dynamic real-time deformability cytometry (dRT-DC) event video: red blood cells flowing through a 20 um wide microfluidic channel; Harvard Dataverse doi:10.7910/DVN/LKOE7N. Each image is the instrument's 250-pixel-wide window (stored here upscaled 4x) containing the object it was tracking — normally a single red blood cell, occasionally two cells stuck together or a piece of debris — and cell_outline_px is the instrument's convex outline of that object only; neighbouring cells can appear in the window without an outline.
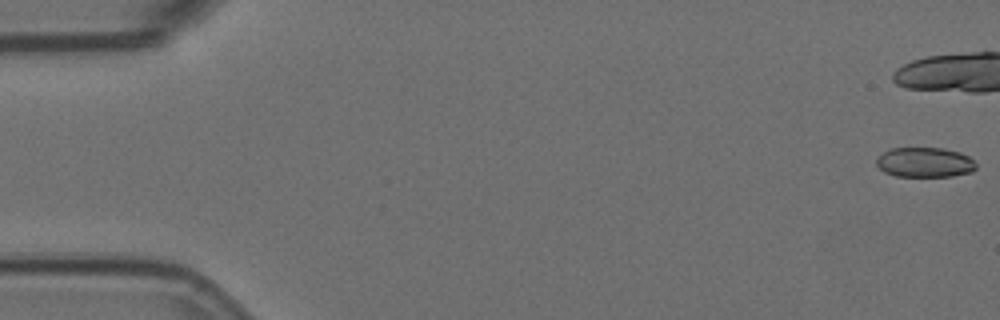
{"species": "Egyptian fruit bat (a non-hibernating species)", "species_latin": "Rousettus aegyptiacus", "temperature_condition": "room temperature", "stored_images_in_passage": 13, "camera_frame_rate_fps": 3000, "um_per_image_px": 0.085, "animal": {"sex": "female"}, "frame": {"image": 1, "passage_image": 1, "time_ms": 0.0, "image_size_px": [1000, 320], "cell_outline_px": [[976, 168], [972, 172], [952, 176], [896, 176], [884, 172], [876, 164], [876, 156], [892, 148], [944, 148], [960, 152], [968, 156], [976, 164]], "centroid_in_image_um": [78.6, 13.8], "position_along_channel_um": 6.4, "area_um2": 17.4}}